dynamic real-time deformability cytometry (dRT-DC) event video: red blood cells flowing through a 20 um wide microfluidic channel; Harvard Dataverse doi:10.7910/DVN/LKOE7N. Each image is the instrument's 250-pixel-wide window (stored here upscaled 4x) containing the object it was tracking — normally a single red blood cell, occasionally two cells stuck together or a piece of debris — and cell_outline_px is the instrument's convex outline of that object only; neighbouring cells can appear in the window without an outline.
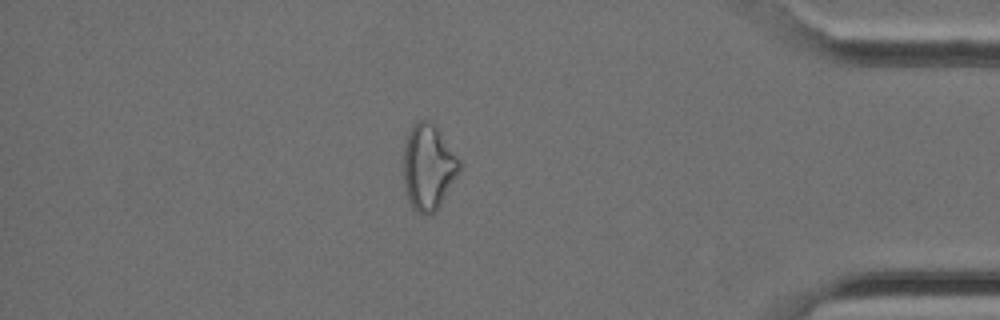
{"species": "Egyptian fruit bat (a non-hibernating species)", "species_latin": "Rousettus aegyptiacus", "temperature_condition": "cold", "stored_images_in_passage": 38, "camera_frame_rate_fps": 3000, "um_per_image_px": 0.085, "animal": {"sex": "female"}, "frame": {"image": 1, "passage_image": 33, "time_ms": 10.667, "image_size_px": [1000, 320], "cell_outline_px": [[460, 172], [436, 212], [428, 216], [416, 212], [412, 208], [408, 200], [404, 188], [404, 148], [408, 132], [412, 124], [416, 120], [428, 120], [436, 124], [460, 160]], "centroid_in_image_um": [36.41, 14.2], "position_along_channel_um": 398.8, "area_um2": 28.44}}